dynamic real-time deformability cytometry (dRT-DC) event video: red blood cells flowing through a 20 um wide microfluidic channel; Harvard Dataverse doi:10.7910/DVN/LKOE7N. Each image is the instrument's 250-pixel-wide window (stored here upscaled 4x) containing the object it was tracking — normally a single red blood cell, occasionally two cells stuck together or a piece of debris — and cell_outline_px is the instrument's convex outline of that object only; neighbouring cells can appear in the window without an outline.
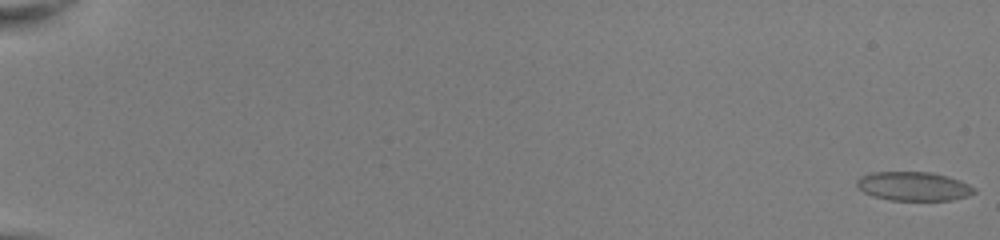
{"species": "common noctule bat (a hibernating species)", "species_latin": "Nyctalus noctula", "temperature_condition": "room temperature", "stored_images_in_passage": 23, "camera_frame_rate_fps": 3000, "um_per_image_px": 0.085, "animal": {"sex": "female", "body_mass_g": 22.0, "forearm_length_mm": 56.7}, "frame": {"image": 1, "passage_image": 1, "time_ms": 0.0, "image_size_px": [1000, 240], "cell_outline_px": [[976, 192], [968, 196], [952, 200], [888, 200], [872, 196], [864, 192], [856, 184], [856, 180], [860, 176], [872, 172], [932, 172], [948, 176], [960, 180], [976, 188]], "centroid_in_image_um": [77.66, 15.83], "position_along_channel_um": 7.3, "area_um2": 19.94}}
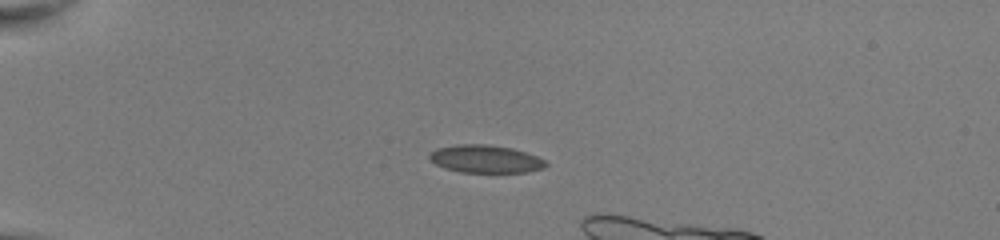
{"frame": {"image": 2, "passage_image": 16, "time_ms": 5.0, "image_size_px": [1000, 240], "cell_outline_px": [[548, 164], [544, 168], [524, 172], [460, 172], [444, 168], [436, 164], [428, 156], [436, 148], [460, 144], [484, 144], [512, 148], [536, 156], [544, 160]], "centroid_in_image_um": [41.26, 13.51], "position_along_channel_um": 43.7, "area_um2": 18.61}}